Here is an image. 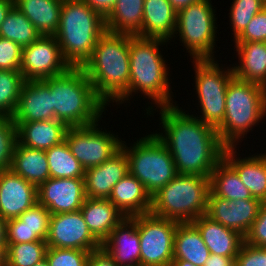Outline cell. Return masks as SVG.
Returning a JSON list of instances; mask_svg holds the SVG:
<instances>
[{
  "label": "cell",
  "instance_id": "obj_1",
  "mask_svg": "<svg viewBox=\"0 0 266 266\" xmlns=\"http://www.w3.org/2000/svg\"><path fill=\"white\" fill-rule=\"evenodd\" d=\"M177 105L159 107L163 132L155 134L170 151L178 174L209 177L226 146L217 129Z\"/></svg>",
  "mask_w": 266,
  "mask_h": 266
},
{
  "label": "cell",
  "instance_id": "obj_2",
  "mask_svg": "<svg viewBox=\"0 0 266 266\" xmlns=\"http://www.w3.org/2000/svg\"><path fill=\"white\" fill-rule=\"evenodd\" d=\"M167 45L162 39L133 35L129 42L130 80L128 90L116 101L117 105L130 103L132 95L140 93L152 99L156 108L176 105L169 77V68L159 46ZM168 70V71H167ZM172 94V95H171ZM127 101V102H126ZM119 102V103H118ZM174 103V104H173Z\"/></svg>",
  "mask_w": 266,
  "mask_h": 266
},
{
  "label": "cell",
  "instance_id": "obj_3",
  "mask_svg": "<svg viewBox=\"0 0 266 266\" xmlns=\"http://www.w3.org/2000/svg\"><path fill=\"white\" fill-rule=\"evenodd\" d=\"M132 34L106 31L91 57L81 67L96 95L107 105L116 102L129 87V42ZM112 100V101H111Z\"/></svg>",
  "mask_w": 266,
  "mask_h": 266
},
{
  "label": "cell",
  "instance_id": "obj_4",
  "mask_svg": "<svg viewBox=\"0 0 266 266\" xmlns=\"http://www.w3.org/2000/svg\"><path fill=\"white\" fill-rule=\"evenodd\" d=\"M44 80L49 84L55 119L67 127L95 124L107 110L81 67H71L59 76Z\"/></svg>",
  "mask_w": 266,
  "mask_h": 266
},
{
  "label": "cell",
  "instance_id": "obj_5",
  "mask_svg": "<svg viewBox=\"0 0 266 266\" xmlns=\"http://www.w3.org/2000/svg\"><path fill=\"white\" fill-rule=\"evenodd\" d=\"M106 31L105 18L84 0H63L54 36L71 67L84 65Z\"/></svg>",
  "mask_w": 266,
  "mask_h": 266
},
{
  "label": "cell",
  "instance_id": "obj_6",
  "mask_svg": "<svg viewBox=\"0 0 266 266\" xmlns=\"http://www.w3.org/2000/svg\"><path fill=\"white\" fill-rule=\"evenodd\" d=\"M225 103V116L217 132L226 147H237L247 132L266 117V88L233 77Z\"/></svg>",
  "mask_w": 266,
  "mask_h": 266
},
{
  "label": "cell",
  "instance_id": "obj_7",
  "mask_svg": "<svg viewBox=\"0 0 266 266\" xmlns=\"http://www.w3.org/2000/svg\"><path fill=\"white\" fill-rule=\"evenodd\" d=\"M209 177L178 174L151 197L150 213L177 222H192L206 214Z\"/></svg>",
  "mask_w": 266,
  "mask_h": 266
},
{
  "label": "cell",
  "instance_id": "obj_8",
  "mask_svg": "<svg viewBox=\"0 0 266 266\" xmlns=\"http://www.w3.org/2000/svg\"><path fill=\"white\" fill-rule=\"evenodd\" d=\"M133 143L128 147L122 141L121 145L128 159L129 173L144 185L152 197L178 175L176 165L170 151L155 132Z\"/></svg>",
  "mask_w": 266,
  "mask_h": 266
},
{
  "label": "cell",
  "instance_id": "obj_9",
  "mask_svg": "<svg viewBox=\"0 0 266 266\" xmlns=\"http://www.w3.org/2000/svg\"><path fill=\"white\" fill-rule=\"evenodd\" d=\"M195 71V94L201 115L198 119L217 129L223 122L226 109V90L234 77L233 68L219 65L215 59H191ZM221 66V67H219ZM201 117V118H200Z\"/></svg>",
  "mask_w": 266,
  "mask_h": 266
},
{
  "label": "cell",
  "instance_id": "obj_10",
  "mask_svg": "<svg viewBox=\"0 0 266 266\" xmlns=\"http://www.w3.org/2000/svg\"><path fill=\"white\" fill-rule=\"evenodd\" d=\"M211 0H201L177 12L175 34L193 59H216L215 9Z\"/></svg>",
  "mask_w": 266,
  "mask_h": 266
},
{
  "label": "cell",
  "instance_id": "obj_11",
  "mask_svg": "<svg viewBox=\"0 0 266 266\" xmlns=\"http://www.w3.org/2000/svg\"><path fill=\"white\" fill-rule=\"evenodd\" d=\"M178 222L151 213L137 215L140 265L171 266Z\"/></svg>",
  "mask_w": 266,
  "mask_h": 266
},
{
  "label": "cell",
  "instance_id": "obj_12",
  "mask_svg": "<svg viewBox=\"0 0 266 266\" xmlns=\"http://www.w3.org/2000/svg\"><path fill=\"white\" fill-rule=\"evenodd\" d=\"M98 123L100 121L89 126L68 127L65 134L64 140L72 155L85 170L108 160L122 145L117 134L102 131Z\"/></svg>",
  "mask_w": 266,
  "mask_h": 266
},
{
  "label": "cell",
  "instance_id": "obj_13",
  "mask_svg": "<svg viewBox=\"0 0 266 266\" xmlns=\"http://www.w3.org/2000/svg\"><path fill=\"white\" fill-rule=\"evenodd\" d=\"M70 68L55 36L41 35L31 45L22 49L20 72L25 81L59 76Z\"/></svg>",
  "mask_w": 266,
  "mask_h": 266
},
{
  "label": "cell",
  "instance_id": "obj_14",
  "mask_svg": "<svg viewBox=\"0 0 266 266\" xmlns=\"http://www.w3.org/2000/svg\"><path fill=\"white\" fill-rule=\"evenodd\" d=\"M47 247L94 251L102 244L92 235L80 210L51 214Z\"/></svg>",
  "mask_w": 266,
  "mask_h": 266
},
{
  "label": "cell",
  "instance_id": "obj_15",
  "mask_svg": "<svg viewBox=\"0 0 266 266\" xmlns=\"http://www.w3.org/2000/svg\"><path fill=\"white\" fill-rule=\"evenodd\" d=\"M37 193L38 203L51 214L78 211L86 199L84 178H49Z\"/></svg>",
  "mask_w": 266,
  "mask_h": 266
},
{
  "label": "cell",
  "instance_id": "obj_16",
  "mask_svg": "<svg viewBox=\"0 0 266 266\" xmlns=\"http://www.w3.org/2000/svg\"><path fill=\"white\" fill-rule=\"evenodd\" d=\"M262 202L257 198L228 200L208 196L206 216L245 237L256 220Z\"/></svg>",
  "mask_w": 266,
  "mask_h": 266
},
{
  "label": "cell",
  "instance_id": "obj_17",
  "mask_svg": "<svg viewBox=\"0 0 266 266\" xmlns=\"http://www.w3.org/2000/svg\"><path fill=\"white\" fill-rule=\"evenodd\" d=\"M38 202L37 187L11 169L0 171V216L18 218Z\"/></svg>",
  "mask_w": 266,
  "mask_h": 266
},
{
  "label": "cell",
  "instance_id": "obj_18",
  "mask_svg": "<svg viewBox=\"0 0 266 266\" xmlns=\"http://www.w3.org/2000/svg\"><path fill=\"white\" fill-rule=\"evenodd\" d=\"M129 173L128 159L121 147L108 160L85 170L86 198L108 199L114 185Z\"/></svg>",
  "mask_w": 266,
  "mask_h": 266
},
{
  "label": "cell",
  "instance_id": "obj_19",
  "mask_svg": "<svg viewBox=\"0 0 266 266\" xmlns=\"http://www.w3.org/2000/svg\"><path fill=\"white\" fill-rule=\"evenodd\" d=\"M12 118L14 122L55 119V113L52 109V95L49 90V84L45 80L24 82Z\"/></svg>",
  "mask_w": 266,
  "mask_h": 266
},
{
  "label": "cell",
  "instance_id": "obj_20",
  "mask_svg": "<svg viewBox=\"0 0 266 266\" xmlns=\"http://www.w3.org/2000/svg\"><path fill=\"white\" fill-rule=\"evenodd\" d=\"M119 266L140 264V238L137 215L125 217L102 243Z\"/></svg>",
  "mask_w": 266,
  "mask_h": 266
},
{
  "label": "cell",
  "instance_id": "obj_21",
  "mask_svg": "<svg viewBox=\"0 0 266 266\" xmlns=\"http://www.w3.org/2000/svg\"><path fill=\"white\" fill-rule=\"evenodd\" d=\"M236 148L226 147L223 159L237 172L251 195L266 202V152L241 158L237 157Z\"/></svg>",
  "mask_w": 266,
  "mask_h": 266
},
{
  "label": "cell",
  "instance_id": "obj_22",
  "mask_svg": "<svg viewBox=\"0 0 266 266\" xmlns=\"http://www.w3.org/2000/svg\"><path fill=\"white\" fill-rule=\"evenodd\" d=\"M177 12L168 0H144L142 28L136 36L169 42L175 35Z\"/></svg>",
  "mask_w": 266,
  "mask_h": 266
},
{
  "label": "cell",
  "instance_id": "obj_23",
  "mask_svg": "<svg viewBox=\"0 0 266 266\" xmlns=\"http://www.w3.org/2000/svg\"><path fill=\"white\" fill-rule=\"evenodd\" d=\"M238 63L233 64L234 77L266 88V42H234Z\"/></svg>",
  "mask_w": 266,
  "mask_h": 266
},
{
  "label": "cell",
  "instance_id": "obj_24",
  "mask_svg": "<svg viewBox=\"0 0 266 266\" xmlns=\"http://www.w3.org/2000/svg\"><path fill=\"white\" fill-rule=\"evenodd\" d=\"M108 200L125 217L147 214L151 210V196L144 185L130 173L114 185Z\"/></svg>",
  "mask_w": 266,
  "mask_h": 266
},
{
  "label": "cell",
  "instance_id": "obj_25",
  "mask_svg": "<svg viewBox=\"0 0 266 266\" xmlns=\"http://www.w3.org/2000/svg\"><path fill=\"white\" fill-rule=\"evenodd\" d=\"M80 211L89 231L101 244L125 218L108 199L86 198Z\"/></svg>",
  "mask_w": 266,
  "mask_h": 266
},
{
  "label": "cell",
  "instance_id": "obj_26",
  "mask_svg": "<svg viewBox=\"0 0 266 266\" xmlns=\"http://www.w3.org/2000/svg\"><path fill=\"white\" fill-rule=\"evenodd\" d=\"M14 123L17 126V140L21 145L45 151L64 141L68 129L56 119Z\"/></svg>",
  "mask_w": 266,
  "mask_h": 266
},
{
  "label": "cell",
  "instance_id": "obj_27",
  "mask_svg": "<svg viewBox=\"0 0 266 266\" xmlns=\"http://www.w3.org/2000/svg\"><path fill=\"white\" fill-rule=\"evenodd\" d=\"M192 223L197 227L210 253L222 256H237L244 237L237 231L201 215Z\"/></svg>",
  "mask_w": 266,
  "mask_h": 266
},
{
  "label": "cell",
  "instance_id": "obj_28",
  "mask_svg": "<svg viewBox=\"0 0 266 266\" xmlns=\"http://www.w3.org/2000/svg\"><path fill=\"white\" fill-rule=\"evenodd\" d=\"M63 0H14V7L23 13L43 36L57 32Z\"/></svg>",
  "mask_w": 266,
  "mask_h": 266
},
{
  "label": "cell",
  "instance_id": "obj_29",
  "mask_svg": "<svg viewBox=\"0 0 266 266\" xmlns=\"http://www.w3.org/2000/svg\"><path fill=\"white\" fill-rule=\"evenodd\" d=\"M10 169L37 188L50 178L45 150L23 146L18 141L14 148Z\"/></svg>",
  "mask_w": 266,
  "mask_h": 266
},
{
  "label": "cell",
  "instance_id": "obj_30",
  "mask_svg": "<svg viewBox=\"0 0 266 266\" xmlns=\"http://www.w3.org/2000/svg\"><path fill=\"white\" fill-rule=\"evenodd\" d=\"M210 254L197 227L192 222H178L174 237L173 259L186 260L195 266H203Z\"/></svg>",
  "mask_w": 266,
  "mask_h": 266
},
{
  "label": "cell",
  "instance_id": "obj_31",
  "mask_svg": "<svg viewBox=\"0 0 266 266\" xmlns=\"http://www.w3.org/2000/svg\"><path fill=\"white\" fill-rule=\"evenodd\" d=\"M209 196L228 200L252 199L250 191L240 180L237 172L222 158L209 176Z\"/></svg>",
  "mask_w": 266,
  "mask_h": 266
},
{
  "label": "cell",
  "instance_id": "obj_32",
  "mask_svg": "<svg viewBox=\"0 0 266 266\" xmlns=\"http://www.w3.org/2000/svg\"><path fill=\"white\" fill-rule=\"evenodd\" d=\"M144 0H117L105 18L106 30L136 35L142 28Z\"/></svg>",
  "mask_w": 266,
  "mask_h": 266
},
{
  "label": "cell",
  "instance_id": "obj_33",
  "mask_svg": "<svg viewBox=\"0 0 266 266\" xmlns=\"http://www.w3.org/2000/svg\"><path fill=\"white\" fill-rule=\"evenodd\" d=\"M50 178H84L85 169L72 155L67 142L64 140L45 151Z\"/></svg>",
  "mask_w": 266,
  "mask_h": 266
},
{
  "label": "cell",
  "instance_id": "obj_34",
  "mask_svg": "<svg viewBox=\"0 0 266 266\" xmlns=\"http://www.w3.org/2000/svg\"><path fill=\"white\" fill-rule=\"evenodd\" d=\"M40 36L32 22L15 7L0 25V37L9 39L22 48L31 45Z\"/></svg>",
  "mask_w": 266,
  "mask_h": 266
},
{
  "label": "cell",
  "instance_id": "obj_35",
  "mask_svg": "<svg viewBox=\"0 0 266 266\" xmlns=\"http://www.w3.org/2000/svg\"><path fill=\"white\" fill-rule=\"evenodd\" d=\"M25 79L20 71L0 70V117H12Z\"/></svg>",
  "mask_w": 266,
  "mask_h": 266
},
{
  "label": "cell",
  "instance_id": "obj_36",
  "mask_svg": "<svg viewBox=\"0 0 266 266\" xmlns=\"http://www.w3.org/2000/svg\"><path fill=\"white\" fill-rule=\"evenodd\" d=\"M46 241L7 243V266H33L45 258Z\"/></svg>",
  "mask_w": 266,
  "mask_h": 266
},
{
  "label": "cell",
  "instance_id": "obj_37",
  "mask_svg": "<svg viewBox=\"0 0 266 266\" xmlns=\"http://www.w3.org/2000/svg\"><path fill=\"white\" fill-rule=\"evenodd\" d=\"M230 9V25L232 26L233 40L247 27L251 19L266 7L262 0H232Z\"/></svg>",
  "mask_w": 266,
  "mask_h": 266
},
{
  "label": "cell",
  "instance_id": "obj_38",
  "mask_svg": "<svg viewBox=\"0 0 266 266\" xmlns=\"http://www.w3.org/2000/svg\"><path fill=\"white\" fill-rule=\"evenodd\" d=\"M17 141V126L13 118L0 117V171L11 168Z\"/></svg>",
  "mask_w": 266,
  "mask_h": 266
},
{
  "label": "cell",
  "instance_id": "obj_39",
  "mask_svg": "<svg viewBox=\"0 0 266 266\" xmlns=\"http://www.w3.org/2000/svg\"><path fill=\"white\" fill-rule=\"evenodd\" d=\"M89 254L86 250L47 247L45 258L49 266H87Z\"/></svg>",
  "mask_w": 266,
  "mask_h": 266
},
{
  "label": "cell",
  "instance_id": "obj_40",
  "mask_svg": "<svg viewBox=\"0 0 266 266\" xmlns=\"http://www.w3.org/2000/svg\"><path fill=\"white\" fill-rule=\"evenodd\" d=\"M23 224L33 230L43 241L48 235L51 213L38 202L18 217Z\"/></svg>",
  "mask_w": 266,
  "mask_h": 266
},
{
  "label": "cell",
  "instance_id": "obj_41",
  "mask_svg": "<svg viewBox=\"0 0 266 266\" xmlns=\"http://www.w3.org/2000/svg\"><path fill=\"white\" fill-rule=\"evenodd\" d=\"M22 49L15 42L0 37V70L20 71Z\"/></svg>",
  "mask_w": 266,
  "mask_h": 266
},
{
  "label": "cell",
  "instance_id": "obj_42",
  "mask_svg": "<svg viewBox=\"0 0 266 266\" xmlns=\"http://www.w3.org/2000/svg\"><path fill=\"white\" fill-rule=\"evenodd\" d=\"M234 42H266V7L257 13Z\"/></svg>",
  "mask_w": 266,
  "mask_h": 266
},
{
  "label": "cell",
  "instance_id": "obj_43",
  "mask_svg": "<svg viewBox=\"0 0 266 266\" xmlns=\"http://www.w3.org/2000/svg\"><path fill=\"white\" fill-rule=\"evenodd\" d=\"M7 243L35 242L41 240L33 230L26 227L19 218L6 221Z\"/></svg>",
  "mask_w": 266,
  "mask_h": 266
},
{
  "label": "cell",
  "instance_id": "obj_44",
  "mask_svg": "<svg viewBox=\"0 0 266 266\" xmlns=\"http://www.w3.org/2000/svg\"><path fill=\"white\" fill-rule=\"evenodd\" d=\"M235 266H266V248L243 242L235 257Z\"/></svg>",
  "mask_w": 266,
  "mask_h": 266
},
{
  "label": "cell",
  "instance_id": "obj_45",
  "mask_svg": "<svg viewBox=\"0 0 266 266\" xmlns=\"http://www.w3.org/2000/svg\"><path fill=\"white\" fill-rule=\"evenodd\" d=\"M244 242L255 247L266 248V202L262 203Z\"/></svg>",
  "mask_w": 266,
  "mask_h": 266
},
{
  "label": "cell",
  "instance_id": "obj_46",
  "mask_svg": "<svg viewBox=\"0 0 266 266\" xmlns=\"http://www.w3.org/2000/svg\"><path fill=\"white\" fill-rule=\"evenodd\" d=\"M87 266H119L108 252L103 248L91 251L87 260Z\"/></svg>",
  "mask_w": 266,
  "mask_h": 266
},
{
  "label": "cell",
  "instance_id": "obj_47",
  "mask_svg": "<svg viewBox=\"0 0 266 266\" xmlns=\"http://www.w3.org/2000/svg\"><path fill=\"white\" fill-rule=\"evenodd\" d=\"M84 1L92 9H95L104 18H106L114 8L117 0H84Z\"/></svg>",
  "mask_w": 266,
  "mask_h": 266
},
{
  "label": "cell",
  "instance_id": "obj_48",
  "mask_svg": "<svg viewBox=\"0 0 266 266\" xmlns=\"http://www.w3.org/2000/svg\"><path fill=\"white\" fill-rule=\"evenodd\" d=\"M235 257L211 253L203 266H235Z\"/></svg>",
  "mask_w": 266,
  "mask_h": 266
},
{
  "label": "cell",
  "instance_id": "obj_49",
  "mask_svg": "<svg viewBox=\"0 0 266 266\" xmlns=\"http://www.w3.org/2000/svg\"><path fill=\"white\" fill-rule=\"evenodd\" d=\"M13 7L14 0H0V25Z\"/></svg>",
  "mask_w": 266,
  "mask_h": 266
},
{
  "label": "cell",
  "instance_id": "obj_50",
  "mask_svg": "<svg viewBox=\"0 0 266 266\" xmlns=\"http://www.w3.org/2000/svg\"><path fill=\"white\" fill-rule=\"evenodd\" d=\"M171 6L175 9L176 12H179L182 9L189 7L191 4L196 3L201 0H168Z\"/></svg>",
  "mask_w": 266,
  "mask_h": 266
},
{
  "label": "cell",
  "instance_id": "obj_51",
  "mask_svg": "<svg viewBox=\"0 0 266 266\" xmlns=\"http://www.w3.org/2000/svg\"><path fill=\"white\" fill-rule=\"evenodd\" d=\"M0 245H7L6 220L0 216Z\"/></svg>",
  "mask_w": 266,
  "mask_h": 266
},
{
  "label": "cell",
  "instance_id": "obj_52",
  "mask_svg": "<svg viewBox=\"0 0 266 266\" xmlns=\"http://www.w3.org/2000/svg\"><path fill=\"white\" fill-rule=\"evenodd\" d=\"M0 266H7V245H0Z\"/></svg>",
  "mask_w": 266,
  "mask_h": 266
},
{
  "label": "cell",
  "instance_id": "obj_53",
  "mask_svg": "<svg viewBox=\"0 0 266 266\" xmlns=\"http://www.w3.org/2000/svg\"><path fill=\"white\" fill-rule=\"evenodd\" d=\"M171 266H195V265L186 260L173 259Z\"/></svg>",
  "mask_w": 266,
  "mask_h": 266
},
{
  "label": "cell",
  "instance_id": "obj_54",
  "mask_svg": "<svg viewBox=\"0 0 266 266\" xmlns=\"http://www.w3.org/2000/svg\"><path fill=\"white\" fill-rule=\"evenodd\" d=\"M33 266H49V265H48L46 258H44L43 260H41L40 262L36 263Z\"/></svg>",
  "mask_w": 266,
  "mask_h": 266
},
{
  "label": "cell",
  "instance_id": "obj_55",
  "mask_svg": "<svg viewBox=\"0 0 266 266\" xmlns=\"http://www.w3.org/2000/svg\"><path fill=\"white\" fill-rule=\"evenodd\" d=\"M129 266H142V265H140V264H136V265H129Z\"/></svg>",
  "mask_w": 266,
  "mask_h": 266
}]
</instances>
